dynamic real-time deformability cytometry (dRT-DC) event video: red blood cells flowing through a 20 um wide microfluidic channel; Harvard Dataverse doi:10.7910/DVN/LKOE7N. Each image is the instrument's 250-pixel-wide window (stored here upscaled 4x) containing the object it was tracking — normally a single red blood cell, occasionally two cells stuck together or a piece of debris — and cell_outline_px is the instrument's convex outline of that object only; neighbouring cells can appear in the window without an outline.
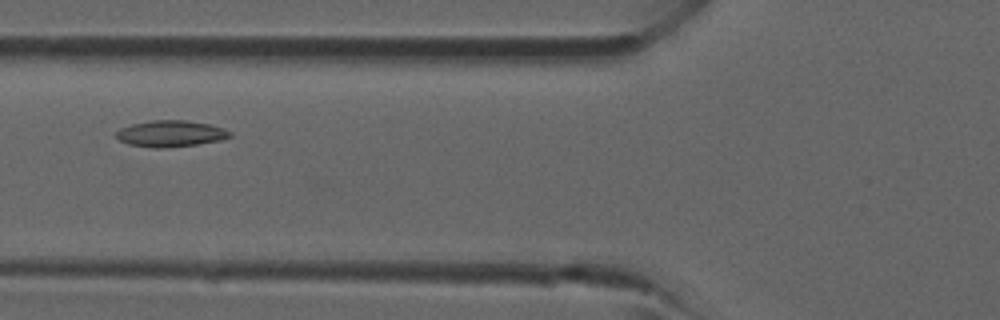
{"species": "common noctule bat (a hibernating species)", "species_latin": "Nyctalus noctula", "temperature_condition": "room temperature", "stored_images_in_passage": 3, "camera_frame_rate_fps": 3000, "um_per_image_px": 0.085, "animal": {"sex": "male", "forearm_length_mm": 52.5}, "frame": {"image": 1, "passage_image": 3, "time_ms": 2.333, "image_size_px": [1000, 320], "cell_outline_px": [[232, 136], [220, 140], [196, 144], [164, 148], [152, 148], [128, 144], [120, 140], [116, 136], [116, 132], [120, 128], [132, 124], [152, 120], [188, 120], [208, 124], [224, 128], [232, 132]], "centroid_in_image_um": [14.51, 11.35], "position_along_channel_um": 111.3, "area_um2": 17.46}}